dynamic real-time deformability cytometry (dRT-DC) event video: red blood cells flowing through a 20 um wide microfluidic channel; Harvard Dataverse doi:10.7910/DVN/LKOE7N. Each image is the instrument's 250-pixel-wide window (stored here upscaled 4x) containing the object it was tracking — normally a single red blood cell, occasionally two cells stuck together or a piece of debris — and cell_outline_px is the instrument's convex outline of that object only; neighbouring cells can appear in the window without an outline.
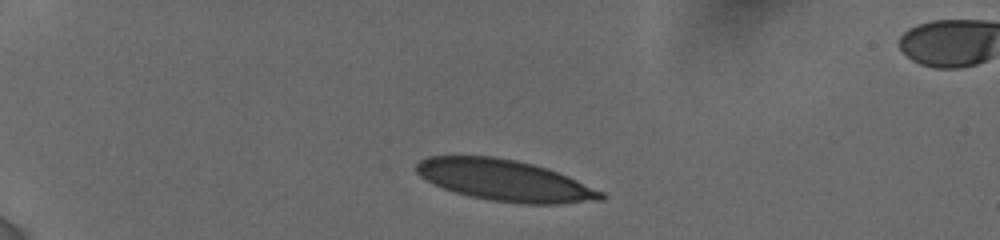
{"species": "human", "species_latin": "Homo sapiens", "temperature_condition": "cold", "stored_images_in_passage": 6, "camera_frame_rate_fps": 3000, "um_per_image_px": 0.085, "donor": {"sex": "female"}, "frame": {"image": 1, "passage_image": 1, "time_ms": 0.0, "image_size_px": [1000, 240], "cell_outline_px": [[604, 200], [556, 204], [524, 204], [492, 200], [472, 196], [456, 192], [444, 188], [420, 176], [416, 172], [416, 164], [420, 160], [428, 156], [492, 156], [516, 160], [548, 168], [568, 176], [604, 192]], "centroid_in_image_um": [42.94, 15.33], "position_along_channel_um": 42.1, "area_um2": 44.04}}
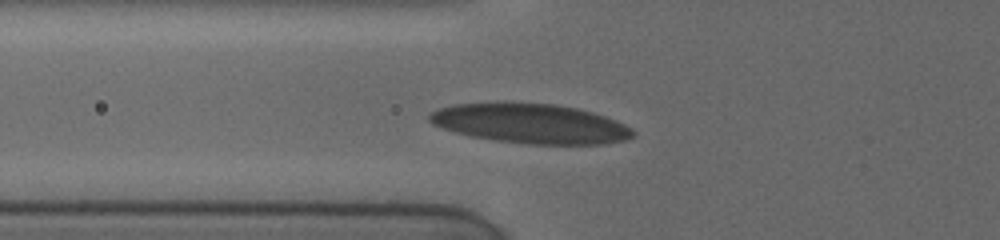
{"frame": {"image": 2, "passage_image": 6, "time_ms": 2.667, "image_size_px": [1000, 240], "cell_outline_px": [[636, 136], [624, 140], [604, 144], [528, 144], [496, 140], [472, 136], [456, 132], [432, 124], [428, 120], [428, 116], [432, 112], [440, 108], [452, 104], [500, 100], [504, 100], [556, 104], [576, 108], [592, 112], [616, 120], [632, 128], [636, 132]], "centroid_in_image_um": [45.08, 10.46], "position_along_channel_um": 80.7, "area_um2": 47.86}}